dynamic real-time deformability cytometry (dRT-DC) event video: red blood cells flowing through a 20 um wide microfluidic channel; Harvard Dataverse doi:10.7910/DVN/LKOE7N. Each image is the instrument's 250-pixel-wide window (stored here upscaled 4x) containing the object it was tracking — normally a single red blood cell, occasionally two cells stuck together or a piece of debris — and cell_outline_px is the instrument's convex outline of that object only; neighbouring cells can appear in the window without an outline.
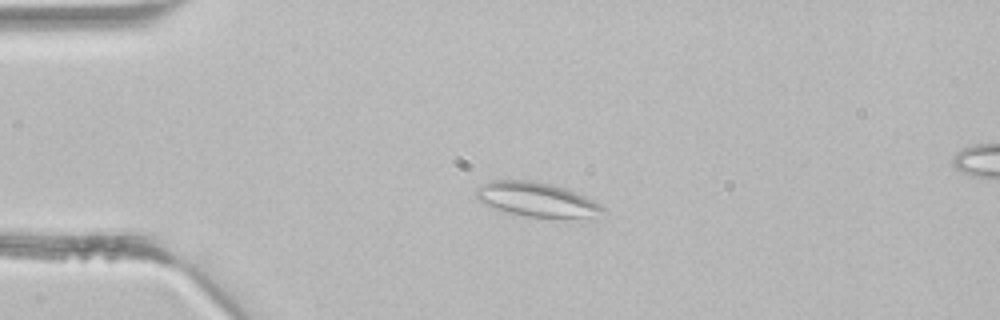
{"species": "common noctule bat (a hibernating species)", "species_latin": "Nyctalus noctula", "temperature_condition": "room temperature", "stored_images_in_passage": 14, "camera_frame_rate_fps": 3000, "um_per_image_px": 0.085, "animal": {"sex": "male", "body_mass_g": 21.5, "forearm_length_mm": 52.0}, "frame": {"image": 1, "passage_image": 10, "time_ms": 3.0, "image_size_px": [1000, 320], "cell_outline_px": [[604, 208], [588, 216], [528, 216], [508, 212], [492, 208], [476, 200], [476, 188], [492, 180], [532, 180], [552, 184], [564, 188], [584, 196], [600, 204]], "centroid_in_image_um": [45.46, 16.91], "position_along_channel_um": 39.5, "area_um2": 24.39}}